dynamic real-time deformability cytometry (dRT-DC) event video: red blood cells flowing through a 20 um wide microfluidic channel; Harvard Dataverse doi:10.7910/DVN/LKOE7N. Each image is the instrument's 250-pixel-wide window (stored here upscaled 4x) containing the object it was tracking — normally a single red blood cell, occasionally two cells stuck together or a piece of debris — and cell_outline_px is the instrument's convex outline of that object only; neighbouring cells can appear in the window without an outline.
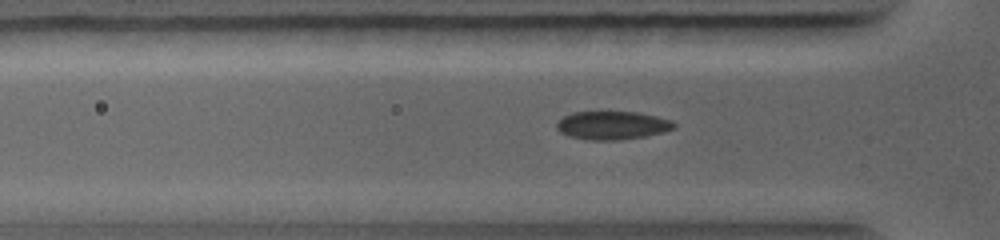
{"species": "common noctule bat (a hibernating species)", "species_latin": "Nyctalus noctula", "temperature_condition": "warm", "stored_images_in_passage": 32, "camera_frame_rate_fps": 5000, "um_per_image_px": 0.085, "animal": {"sex": "female", "body_mass_g": 19.0, "forearm_length_mm": 56.7}, "frame": {"image": 1, "passage_image": 17, "time_ms": 2.6, "image_size_px": [1000, 240], "cell_outline_px": [[676, 128], [664, 132], [644, 136], [620, 140], [592, 140], [568, 136], [560, 132], [556, 128], [556, 124], [564, 116], [572, 112], [640, 112], [672, 120], [676, 124]], "centroid_in_image_um": [52.07, 10.65], "position_along_channel_um": 73.7, "area_um2": 19.42}}
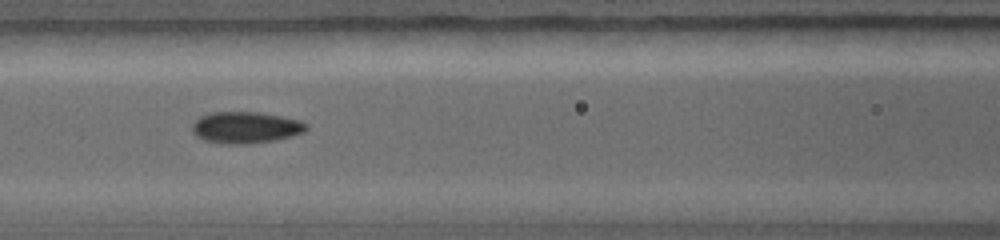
{"frame": {"image": 2, "passage_image": 26, "time_ms": 4.0, "image_size_px": [1000, 240], "cell_outline_px": [[308, 128], [304, 132], [292, 136], [276, 140], [244, 144], [224, 144], [204, 140], [196, 136], [192, 128], [192, 124], [200, 116], [212, 112], [260, 112], [300, 120], [308, 124]], "centroid_in_image_um": [20.89, 10.83], "position_along_channel_um": 145.7, "area_um2": 21.04}}
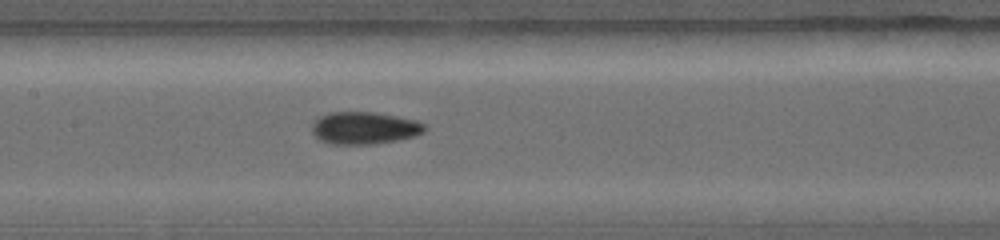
{"frame": {"image": 3, "passage_image": 30, "time_ms": 4.6, "image_size_px": [1000, 240], "cell_outline_px": [[428, 128], [424, 132], [416, 136], [396, 140], [372, 144], [328, 144], [320, 140], [312, 132], [312, 124], [320, 116], [332, 112], [376, 112], [416, 120], [424, 124]], "centroid_in_image_um": [30.99, 10.88], "position_along_channel_um": 176.4, "area_um2": 21.27}}